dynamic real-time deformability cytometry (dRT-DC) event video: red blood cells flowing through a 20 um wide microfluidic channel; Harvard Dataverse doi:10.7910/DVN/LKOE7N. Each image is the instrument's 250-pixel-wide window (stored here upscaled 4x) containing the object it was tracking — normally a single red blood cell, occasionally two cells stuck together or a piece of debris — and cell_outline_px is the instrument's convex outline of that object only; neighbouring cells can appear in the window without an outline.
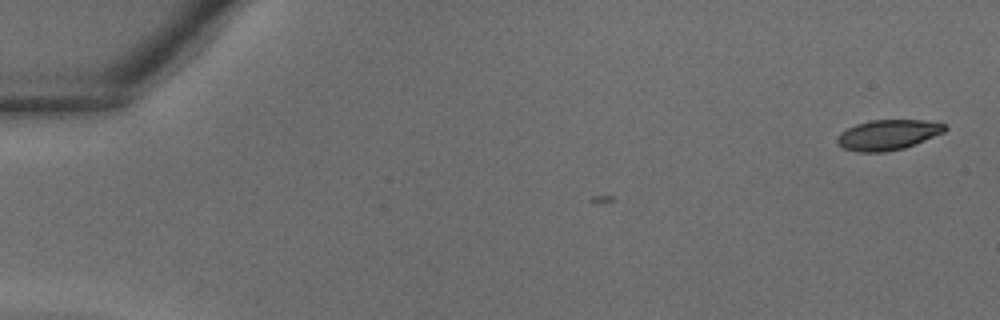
{"species": "common noctule bat (a hibernating species)", "species_latin": "Nyctalus noctula", "temperature_condition": "warm", "stored_images_in_passage": 3, "camera_frame_rate_fps": 3000, "um_per_image_px": 0.085, "animal": {"sex": "male", "body_mass_g": 18.8}, "frame": {"image": 1, "passage_image": 3, "time_ms": 0.667, "image_size_px": [1000, 320], "cell_outline_px": [[948, 128], [944, 132], [904, 148], [884, 152], [856, 152], [844, 148], [836, 140], [840, 132], [856, 124], [872, 120], [924, 120], [944, 124]], "centroid_in_image_um": [75.46, 11.46], "position_along_channel_um": 9.5, "area_um2": 18.79}}